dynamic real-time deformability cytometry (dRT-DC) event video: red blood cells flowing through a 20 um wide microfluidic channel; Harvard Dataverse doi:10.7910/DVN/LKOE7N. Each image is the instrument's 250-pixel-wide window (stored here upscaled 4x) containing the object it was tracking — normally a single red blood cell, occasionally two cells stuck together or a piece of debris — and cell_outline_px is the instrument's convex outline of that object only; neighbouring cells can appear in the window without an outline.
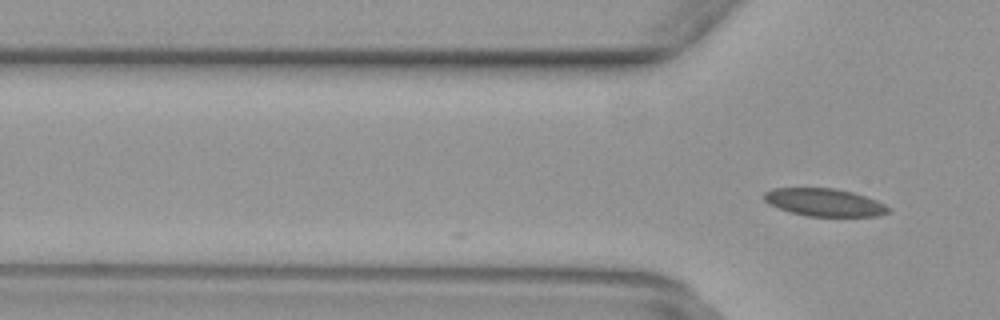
{"species": "common noctule bat (a hibernating species)", "species_latin": "Nyctalus noctula", "temperature_condition": "warm", "stored_images_in_passage": 2, "camera_frame_rate_fps": 3000, "um_per_image_px": 0.085, "animal": {"sex": "female", "body_mass_g": 29.2, "forearm_length_mm": 56.3}, "frame": {"image": 1, "passage_image": 2, "time_ms": 0.333, "image_size_px": [1000, 320], "cell_outline_px": [[888, 212], [876, 216], [808, 216], [792, 212], [768, 204], [760, 196], [764, 192], [772, 188], [836, 188], [852, 192], [876, 200], [884, 204], [888, 208]], "centroid_in_image_um": [70.0, 17.19], "position_along_channel_um": 55.8, "area_um2": 19.94}}